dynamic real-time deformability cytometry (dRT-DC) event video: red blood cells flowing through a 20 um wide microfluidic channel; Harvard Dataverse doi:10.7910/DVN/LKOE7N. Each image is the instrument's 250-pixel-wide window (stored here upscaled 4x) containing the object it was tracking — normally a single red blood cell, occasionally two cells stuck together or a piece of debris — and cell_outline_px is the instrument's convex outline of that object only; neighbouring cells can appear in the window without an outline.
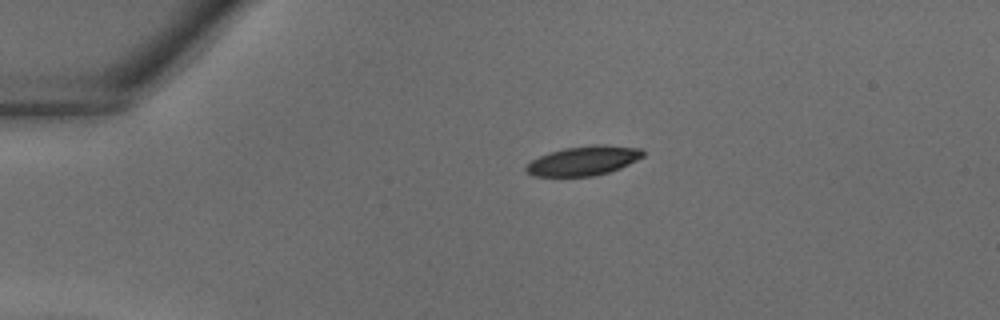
{"species": "common noctule bat (a hibernating species)", "species_latin": "Nyctalus noctula", "temperature_condition": "warm", "stored_images_in_passage": 31, "camera_frame_rate_fps": 3000, "um_per_image_px": 0.085, "animal": {"sex": "male", "body_mass_g": 18.8}, "frame": {"image": 1, "passage_image": 1, "time_ms": 0.0, "image_size_px": [1000, 320], "cell_outline_px": [[644, 156], [620, 168], [608, 172], [592, 176], [532, 176], [524, 172], [524, 168], [532, 160], [548, 152], [564, 148], [596, 144], [604, 144], [640, 148], [644, 152]], "centroid_in_image_um": [49.57, 13.66], "position_along_channel_um": 35.4, "area_um2": 20.06}}
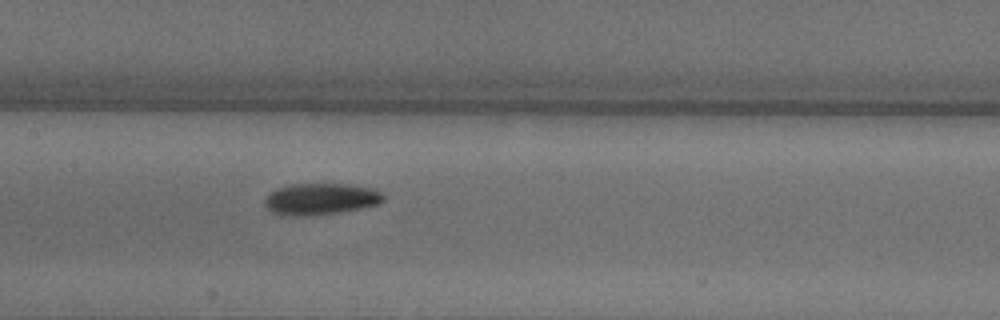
{"frame": {"image": 2, "passage_image": 12, "time_ms": 3.667, "image_size_px": [1000, 320], "cell_outline_px": [[384, 200], [380, 204], [340, 212], [304, 216], [280, 216], [272, 212], [264, 204], [264, 200], [272, 192], [280, 188], [292, 184], [344, 184], [372, 188], [380, 192], [384, 196]], "centroid_in_image_um": [27.26, 16.93], "position_along_channel_um": 180.1, "area_um2": 21.68}}
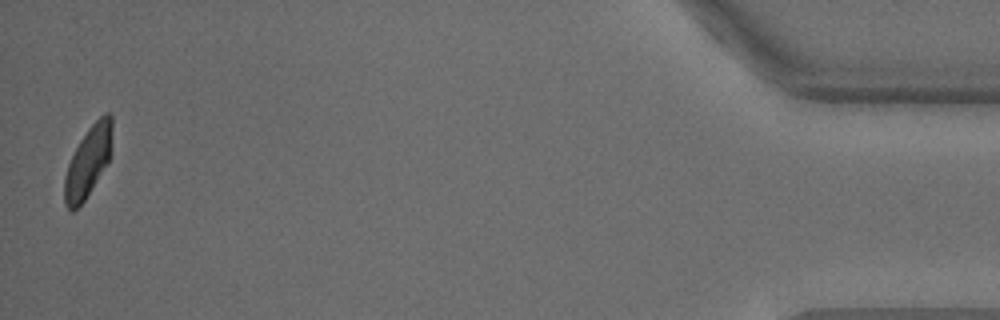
{"frame": {"image": 3, "passage_image": 31, "time_ms": 10.0, "image_size_px": [1000, 320], "cell_outline_px": [[112, 128], [108, 160], [84, 200], [72, 212], [64, 204], [64, 176], [68, 164], [80, 140], [88, 128], [104, 112], [108, 112], [112, 116]], "centroid_in_image_um": [7.45, 13.72], "position_along_channel_um": 427.7, "area_um2": 19.02}}